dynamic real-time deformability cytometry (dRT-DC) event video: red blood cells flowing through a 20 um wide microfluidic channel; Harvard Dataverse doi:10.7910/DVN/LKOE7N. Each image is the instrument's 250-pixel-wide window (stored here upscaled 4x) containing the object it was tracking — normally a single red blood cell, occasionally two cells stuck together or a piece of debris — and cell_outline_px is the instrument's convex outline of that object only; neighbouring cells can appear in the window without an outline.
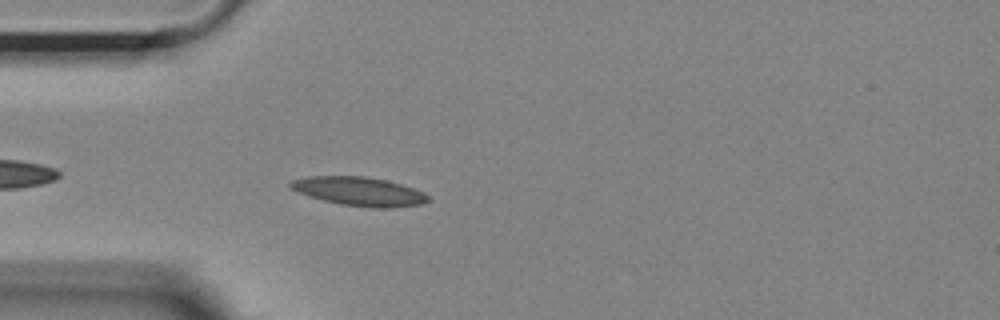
{"species": "Egyptian fruit bat (a non-hibernating species)", "species_latin": "Rousettus aegyptiacus", "temperature_condition": "room temperature", "stored_images_in_passage": 18, "camera_frame_rate_fps": 3000, "um_per_image_px": 0.085, "animal": {"sex": "female"}, "frame": {"image": 1, "passage_image": 4, "time_ms": 1.0, "image_size_px": [1000, 320], "cell_outline_px": [[432, 200], [420, 204], [392, 208], [372, 208], [340, 204], [308, 196], [296, 192], [288, 188], [288, 184], [292, 180], [308, 176], [364, 176], [388, 180], [424, 192]], "centroid_in_image_um": [30.51, 16.27], "position_along_channel_um": 54.5, "area_um2": 23.29}}
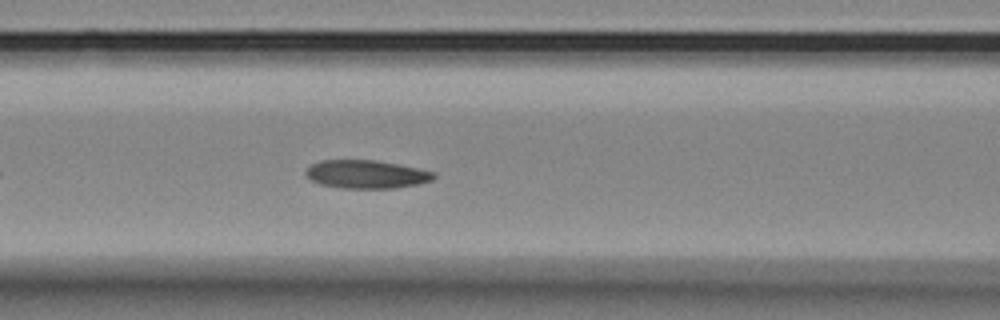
{"frame": {"image": 2, "passage_image": 11, "time_ms": 3.333, "image_size_px": [1000, 320], "cell_outline_px": [[436, 176], [432, 180], [420, 184], [396, 188], [340, 188], [320, 184], [312, 180], [304, 172], [312, 164], [320, 160], [376, 160], [436, 172]], "centroid_in_image_um": [31.16, 14.82], "position_along_channel_um": 135.4, "area_um2": 21.04}}
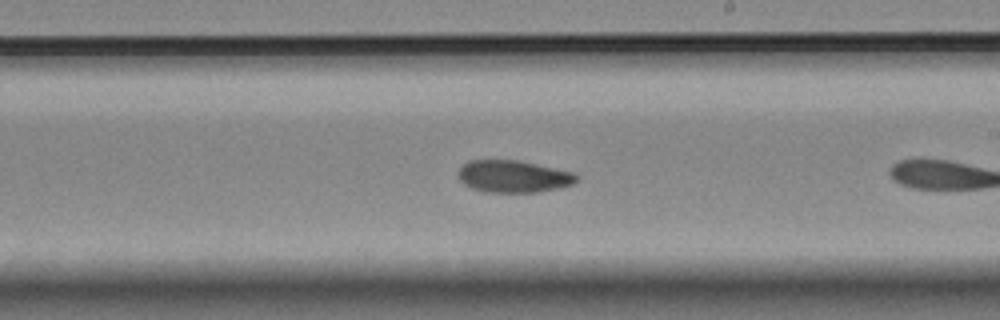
{"frame": {"image": 3, "passage_image": 17, "time_ms": 5.333, "image_size_px": [1000, 320], "cell_outline_px": [[580, 176], [572, 184], [560, 188], [540, 192], [488, 192], [472, 188], [464, 184], [460, 180], [460, 168], [468, 160], [516, 160], [576, 172]], "centroid_in_image_um": [43.69, 15.0], "position_along_channel_um": 245.3, "area_um2": 22.14}}